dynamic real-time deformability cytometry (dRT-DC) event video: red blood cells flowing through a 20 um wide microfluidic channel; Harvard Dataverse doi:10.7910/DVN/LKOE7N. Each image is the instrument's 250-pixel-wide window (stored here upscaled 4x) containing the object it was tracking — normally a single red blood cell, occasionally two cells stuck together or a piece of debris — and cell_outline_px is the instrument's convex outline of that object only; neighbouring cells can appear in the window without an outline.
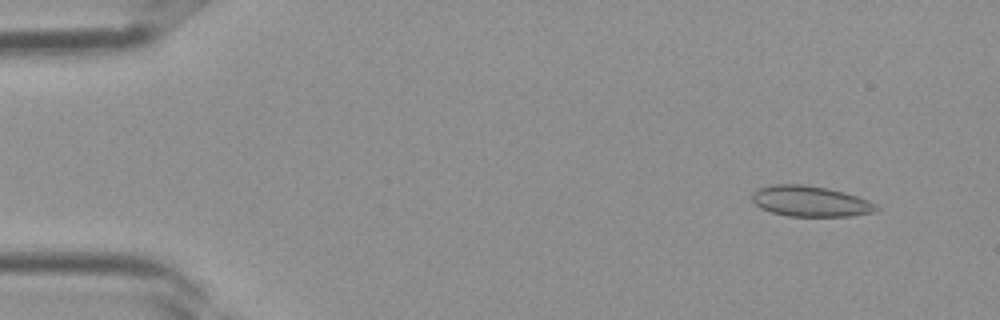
{"species": "Egyptian fruit bat (a non-hibernating species)", "species_latin": "Rousettus aegyptiacus", "temperature_condition": "room temperature", "stored_images_in_passage": 36, "camera_frame_rate_fps": 3000, "um_per_image_px": 0.085, "frame": {"image": 1, "passage_image": 3, "time_ms": 0.667, "image_size_px": [1000, 320], "cell_outline_px": [[880, 208], [876, 212], [852, 216], [788, 216], [772, 212], [760, 208], [752, 200], [752, 192], [756, 188], [772, 184], [804, 184], [828, 188], [844, 192], [868, 200], [876, 204]], "centroid_in_image_um": [68.88, 17.1], "position_along_channel_um": 16.1, "area_um2": 22.43}}
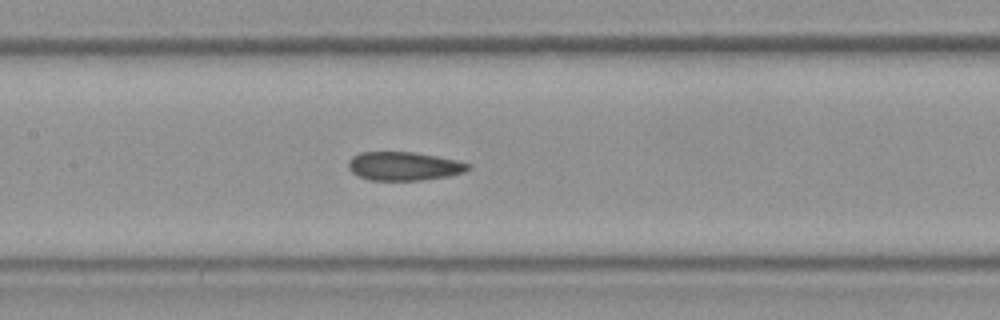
{"frame": {"image": 2, "passage_image": 17, "time_ms": 5.333, "image_size_px": [1000, 320], "cell_outline_px": [[472, 168], [464, 172], [448, 176], [420, 180], [372, 180], [360, 176], [352, 172], [348, 168], [348, 160], [352, 156], [360, 152], [412, 152], [436, 156], [456, 160], [472, 164]], "centroid_in_image_um": [34.35, 14.11], "position_along_channel_um": 173.1, "area_um2": 19.94}}
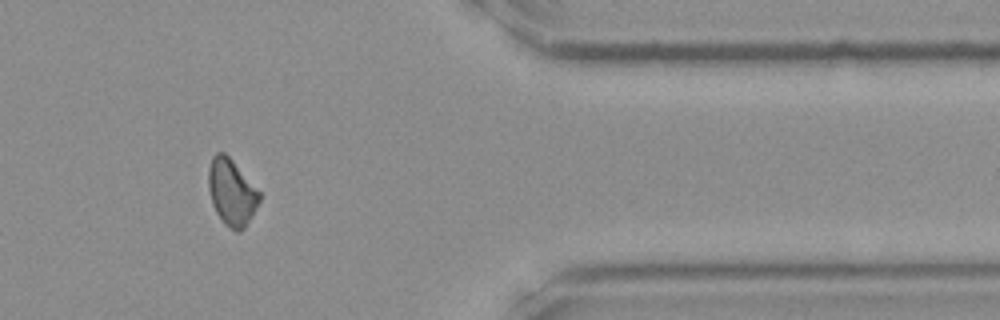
{"frame": {"image": 3, "passage_image": 30, "time_ms": 9.667, "image_size_px": [1000, 320], "cell_outline_px": [[260, 200], [252, 216], [244, 228], [240, 232], [236, 232], [228, 228], [224, 224], [216, 212], [212, 204], [208, 188], [208, 168], [212, 156], [216, 152], [224, 152], [232, 160], [260, 192]], "centroid_in_image_um": [19.67, 16.36], "position_along_channel_um": 391.7, "area_um2": 19.77}}